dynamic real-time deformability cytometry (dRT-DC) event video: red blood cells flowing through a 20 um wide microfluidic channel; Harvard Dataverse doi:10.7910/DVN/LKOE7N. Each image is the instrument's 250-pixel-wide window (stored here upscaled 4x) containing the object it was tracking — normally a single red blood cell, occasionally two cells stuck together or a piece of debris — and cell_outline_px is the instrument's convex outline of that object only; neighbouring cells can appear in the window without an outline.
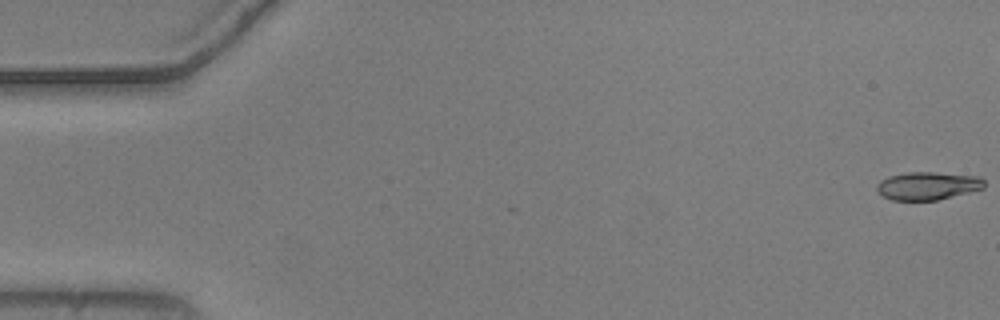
{"species": "common noctule bat (a hibernating species)", "species_latin": "Nyctalus noctula", "temperature_condition": "warm", "stored_images_in_passage": 8, "camera_frame_rate_fps": 3000, "um_per_image_px": 0.085, "animal": {"sex": "male", "body_mass_g": 20.5, "forearm_length_mm": 52.5}, "frame": {"image": 1, "passage_image": 1, "time_ms": 0.0, "image_size_px": [1000, 320], "cell_outline_px": [[984, 188], [936, 200], [892, 200], [884, 196], [876, 188], [876, 184], [880, 180], [888, 176], [908, 172], [932, 172], [980, 176], [984, 180]], "centroid_in_image_um": [78.85, 15.78], "position_along_channel_um": 6.2, "area_um2": 17.4}}